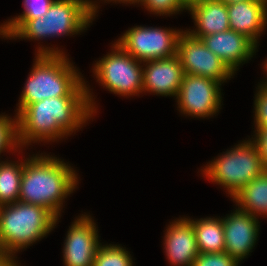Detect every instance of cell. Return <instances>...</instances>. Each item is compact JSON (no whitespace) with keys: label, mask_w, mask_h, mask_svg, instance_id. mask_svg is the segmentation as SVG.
Wrapping results in <instances>:
<instances>
[{"label":"cell","mask_w":267,"mask_h":266,"mask_svg":"<svg viewBox=\"0 0 267 266\" xmlns=\"http://www.w3.org/2000/svg\"><path fill=\"white\" fill-rule=\"evenodd\" d=\"M89 96L46 98L29 104L17 116L19 146L56 141L78 130L94 115Z\"/></svg>","instance_id":"obj_1"},{"label":"cell","mask_w":267,"mask_h":266,"mask_svg":"<svg viewBox=\"0 0 267 266\" xmlns=\"http://www.w3.org/2000/svg\"><path fill=\"white\" fill-rule=\"evenodd\" d=\"M38 48L34 65L19 98L16 114L29 104L63 96H89L88 102L95 114L97 109L91 91L64 52L52 47Z\"/></svg>","instance_id":"obj_2"},{"label":"cell","mask_w":267,"mask_h":266,"mask_svg":"<svg viewBox=\"0 0 267 266\" xmlns=\"http://www.w3.org/2000/svg\"><path fill=\"white\" fill-rule=\"evenodd\" d=\"M77 184L71 165L49 155H33L24 160L19 202L42 206L59 218L64 199Z\"/></svg>","instance_id":"obj_3"},{"label":"cell","mask_w":267,"mask_h":266,"mask_svg":"<svg viewBox=\"0 0 267 266\" xmlns=\"http://www.w3.org/2000/svg\"><path fill=\"white\" fill-rule=\"evenodd\" d=\"M97 4L90 0H54L43 17L10 19L0 26L4 38L42 40L47 37L75 35L95 19Z\"/></svg>","instance_id":"obj_4"},{"label":"cell","mask_w":267,"mask_h":266,"mask_svg":"<svg viewBox=\"0 0 267 266\" xmlns=\"http://www.w3.org/2000/svg\"><path fill=\"white\" fill-rule=\"evenodd\" d=\"M56 218L46 208L15 202L0 206V251L15 254L41 240L56 226Z\"/></svg>","instance_id":"obj_5"},{"label":"cell","mask_w":267,"mask_h":266,"mask_svg":"<svg viewBox=\"0 0 267 266\" xmlns=\"http://www.w3.org/2000/svg\"><path fill=\"white\" fill-rule=\"evenodd\" d=\"M235 146L209 162L203 170V175L226 188L230 197L267 170L251 139Z\"/></svg>","instance_id":"obj_6"},{"label":"cell","mask_w":267,"mask_h":266,"mask_svg":"<svg viewBox=\"0 0 267 266\" xmlns=\"http://www.w3.org/2000/svg\"><path fill=\"white\" fill-rule=\"evenodd\" d=\"M112 52L97 61L93 68L97 81L108 91L121 95H139L143 90L142 62L125 52L116 42Z\"/></svg>","instance_id":"obj_7"},{"label":"cell","mask_w":267,"mask_h":266,"mask_svg":"<svg viewBox=\"0 0 267 266\" xmlns=\"http://www.w3.org/2000/svg\"><path fill=\"white\" fill-rule=\"evenodd\" d=\"M183 30L135 26L116 43L140 62L170 58L177 55V44Z\"/></svg>","instance_id":"obj_8"},{"label":"cell","mask_w":267,"mask_h":266,"mask_svg":"<svg viewBox=\"0 0 267 266\" xmlns=\"http://www.w3.org/2000/svg\"><path fill=\"white\" fill-rule=\"evenodd\" d=\"M177 56L185 74L207 77L221 84L234 74L200 39L192 37L186 30L179 36Z\"/></svg>","instance_id":"obj_9"},{"label":"cell","mask_w":267,"mask_h":266,"mask_svg":"<svg viewBox=\"0 0 267 266\" xmlns=\"http://www.w3.org/2000/svg\"><path fill=\"white\" fill-rule=\"evenodd\" d=\"M221 83L207 77L185 74L176 97L179 111L192 117H209L221 108Z\"/></svg>","instance_id":"obj_10"},{"label":"cell","mask_w":267,"mask_h":266,"mask_svg":"<svg viewBox=\"0 0 267 266\" xmlns=\"http://www.w3.org/2000/svg\"><path fill=\"white\" fill-rule=\"evenodd\" d=\"M96 223L90 215H81L69 227L63 248L65 266H93L99 242Z\"/></svg>","instance_id":"obj_11"},{"label":"cell","mask_w":267,"mask_h":266,"mask_svg":"<svg viewBox=\"0 0 267 266\" xmlns=\"http://www.w3.org/2000/svg\"><path fill=\"white\" fill-rule=\"evenodd\" d=\"M225 252L240 262L254 248L259 232V221L254 215L236 209L222 219Z\"/></svg>","instance_id":"obj_12"},{"label":"cell","mask_w":267,"mask_h":266,"mask_svg":"<svg viewBox=\"0 0 267 266\" xmlns=\"http://www.w3.org/2000/svg\"><path fill=\"white\" fill-rule=\"evenodd\" d=\"M146 63V64H144ZM143 90L161 96L177 97L185 75L177 55L143 62Z\"/></svg>","instance_id":"obj_13"},{"label":"cell","mask_w":267,"mask_h":266,"mask_svg":"<svg viewBox=\"0 0 267 266\" xmlns=\"http://www.w3.org/2000/svg\"><path fill=\"white\" fill-rule=\"evenodd\" d=\"M203 44L234 72L253 57L257 45L247 36L232 29L200 38Z\"/></svg>","instance_id":"obj_14"},{"label":"cell","mask_w":267,"mask_h":266,"mask_svg":"<svg viewBox=\"0 0 267 266\" xmlns=\"http://www.w3.org/2000/svg\"><path fill=\"white\" fill-rule=\"evenodd\" d=\"M164 236V249L168 260L176 266H192L199 254L196 235L188 218L174 220Z\"/></svg>","instance_id":"obj_15"},{"label":"cell","mask_w":267,"mask_h":266,"mask_svg":"<svg viewBox=\"0 0 267 266\" xmlns=\"http://www.w3.org/2000/svg\"><path fill=\"white\" fill-rule=\"evenodd\" d=\"M230 29L251 39L256 45L267 26V0H247L227 5Z\"/></svg>","instance_id":"obj_16"},{"label":"cell","mask_w":267,"mask_h":266,"mask_svg":"<svg viewBox=\"0 0 267 266\" xmlns=\"http://www.w3.org/2000/svg\"><path fill=\"white\" fill-rule=\"evenodd\" d=\"M196 29L187 31L192 37L224 32L230 29L227 5L219 0H201L188 7Z\"/></svg>","instance_id":"obj_17"},{"label":"cell","mask_w":267,"mask_h":266,"mask_svg":"<svg viewBox=\"0 0 267 266\" xmlns=\"http://www.w3.org/2000/svg\"><path fill=\"white\" fill-rule=\"evenodd\" d=\"M238 210L254 215H267V170L250 181L232 197Z\"/></svg>","instance_id":"obj_18"},{"label":"cell","mask_w":267,"mask_h":266,"mask_svg":"<svg viewBox=\"0 0 267 266\" xmlns=\"http://www.w3.org/2000/svg\"><path fill=\"white\" fill-rule=\"evenodd\" d=\"M189 220L193 224L199 253H219L225 251V238L222 218Z\"/></svg>","instance_id":"obj_19"},{"label":"cell","mask_w":267,"mask_h":266,"mask_svg":"<svg viewBox=\"0 0 267 266\" xmlns=\"http://www.w3.org/2000/svg\"><path fill=\"white\" fill-rule=\"evenodd\" d=\"M24 162L0 163V206L19 201Z\"/></svg>","instance_id":"obj_20"},{"label":"cell","mask_w":267,"mask_h":266,"mask_svg":"<svg viewBox=\"0 0 267 266\" xmlns=\"http://www.w3.org/2000/svg\"><path fill=\"white\" fill-rule=\"evenodd\" d=\"M93 266H133V260L122 246L101 244L95 254Z\"/></svg>","instance_id":"obj_21"},{"label":"cell","mask_w":267,"mask_h":266,"mask_svg":"<svg viewBox=\"0 0 267 266\" xmlns=\"http://www.w3.org/2000/svg\"><path fill=\"white\" fill-rule=\"evenodd\" d=\"M14 118L0 115V153L7 149L16 150L20 147L17 137V116Z\"/></svg>","instance_id":"obj_22"},{"label":"cell","mask_w":267,"mask_h":266,"mask_svg":"<svg viewBox=\"0 0 267 266\" xmlns=\"http://www.w3.org/2000/svg\"><path fill=\"white\" fill-rule=\"evenodd\" d=\"M141 4L149 11L154 14L162 15H172L188 10V6L183 2V0H142Z\"/></svg>","instance_id":"obj_23"},{"label":"cell","mask_w":267,"mask_h":266,"mask_svg":"<svg viewBox=\"0 0 267 266\" xmlns=\"http://www.w3.org/2000/svg\"><path fill=\"white\" fill-rule=\"evenodd\" d=\"M239 262L224 252L199 253L192 266H238Z\"/></svg>","instance_id":"obj_24"},{"label":"cell","mask_w":267,"mask_h":266,"mask_svg":"<svg viewBox=\"0 0 267 266\" xmlns=\"http://www.w3.org/2000/svg\"><path fill=\"white\" fill-rule=\"evenodd\" d=\"M54 0H24V12L12 19H35L48 12Z\"/></svg>","instance_id":"obj_25"},{"label":"cell","mask_w":267,"mask_h":266,"mask_svg":"<svg viewBox=\"0 0 267 266\" xmlns=\"http://www.w3.org/2000/svg\"><path fill=\"white\" fill-rule=\"evenodd\" d=\"M258 92L255 95V127L267 128V87L258 86Z\"/></svg>","instance_id":"obj_26"},{"label":"cell","mask_w":267,"mask_h":266,"mask_svg":"<svg viewBox=\"0 0 267 266\" xmlns=\"http://www.w3.org/2000/svg\"><path fill=\"white\" fill-rule=\"evenodd\" d=\"M254 132H256L255 137L251 141L257 147L262 162L267 168V128H256Z\"/></svg>","instance_id":"obj_27"},{"label":"cell","mask_w":267,"mask_h":266,"mask_svg":"<svg viewBox=\"0 0 267 266\" xmlns=\"http://www.w3.org/2000/svg\"><path fill=\"white\" fill-rule=\"evenodd\" d=\"M0 266H19V265L18 262H16L13 253L0 251Z\"/></svg>","instance_id":"obj_28"},{"label":"cell","mask_w":267,"mask_h":266,"mask_svg":"<svg viewBox=\"0 0 267 266\" xmlns=\"http://www.w3.org/2000/svg\"><path fill=\"white\" fill-rule=\"evenodd\" d=\"M102 1H103V0H102ZM104 1H105V2H106V1H108V2H109V1H114L115 3H116V2H119V3H120V2H122V3H125V2L127 3V2H128V3H130V4H135V3H138V4H139V3H141L142 0H104Z\"/></svg>","instance_id":"obj_29"},{"label":"cell","mask_w":267,"mask_h":266,"mask_svg":"<svg viewBox=\"0 0 267 266\" xmlns=\"http://www.w3.org/2000/svg\"><path fill=\"white\" fill-rule=\"evenodd\" d=\"M223 3H225L226 5L231 4V3H235V2H242V1H247V0H219Z\"/></svg>","instance_id":"obj_30"},{"label":"cell","mask_w":267,"mask_h":266,"mask_svg":"<svg viewBox=\"0 0 267 266\" xmlns=\"http://www.w3.org/2000/svg\"><path fill=\"white\" fill-rule=\"evenodd\" d=\"M201 0H183V2L189 7L191 4L199 2Z\"/></svg>","instance_id":"obj_31"},{"label":"cell","mask_w":267,"mask_h":266,"mask_svg":"<svg viewBox=\"0 0 267 266\" xmlns=\"http://www.w3.org/2000/svg\"><path fill=\"white\" fill-rule=\"evenodd\" d=\"M264 70L266 71V73H267V60H265V63H264ZM261 86H264V87H267V81L264 83V82H262V84H261Z\"/></svg>","instance_id":"obj_32"}]
</instances>
